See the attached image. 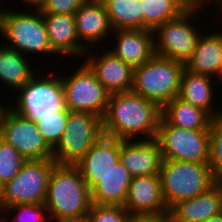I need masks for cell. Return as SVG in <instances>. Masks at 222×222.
<instances>
[{
	"mask_svg": "<svg viewBox=\"0 0 222 222\" xmlns=\"http://www.w3.org/2000/svg\"><path fill=\"white\" fill-rule=\"evenodd\" d=\"M49 43L59 58L84 57L87 49L80 43L76 32L74 15L43 14ZM62 56V57H61ZM69 56V57H68Z\"/></svg>",
	"mask_w": 222,
	"mask_h": 222,
	"instance_id": "19",
	"label": "cell"
},
{
	"mask_svg": "<svg viewBox=\"0 0 222 222\" xmlns=\"http://www.w3.org/2000/svg\"><path fill=\"white\" fill-rule=\"evenodd\" d=\"M120 162L132 177L159 175L162 154L157 140H121Z\"/></svg>",
	"mask_w": 222,
	"mask_h": 222,
	"instance_id": "16",
	"label": "cell"
},
{
	"mask_svg": "<svg viewBox=\"0 0 222 222\" xmlns=\"http://www.w3.org/2000/svg\"><path fill=\"white\" fill-rule=\"evenodd\" d=\"M115 44L112 49L116 57L131 65L139 67L155 55L154 35L150 29L113 30ZM114 47V49H113Z\"/></svg>",
	"mask_w": 222,
	"mask_h": 222,
	"instance_id": "18",
	"label": "cell"
},
{
	"mask_svg": "<svg viewBox=\"0 0 222 222\" xmlns=\"http://www.w3.org/2000/svg\"><path fill=\"white\" fill-rule=\"evenodd\" d=\"M215 80L219 82L217 78L194 73L185 68L181 77L178 97L184 102L203 109L212 118L222 115V107L217 109V106H215V103L213 102L216 100V95L214 94L215 89L213 88V85H216L217 83Z\"/></svg>",
	"mask_w": 222,
	"mask_h": 222,
	"instance_id": "21",
	"label": "cell"
},
{
	"mask_svg": "<svg viewBox=\"0 0 222 222\" xmlns=\"http://www.w3.org/2000/svg\"><path fill=\"white\" fill-rule=\"evenodd\" d=\"M81 64L73 73L60 76L63 106L72 112H88L103 119L110 93L90 67L85 62Z\"/></svg>",
	"mask_w": 222,
	"mask_h": 222,
	"instance_id": "6",
	"label": "cell"
},
{
	"mask_svg": "<svg viewBox=\"0 0 222 222\" xmlns=\"http://www.w3.org/2000/svg\"><path fill=\"white\" fill-rule=\"evenodd\" d=\"M56 162L26 160L17 175L1 187L0 210L18 204H42Z\"/></svg>",
	"mask_w": 222,
	"mask_h": 222,
	"instance_id": "7",
	"label": "cell"
},
{
	"mask_svg": "<svg viewBox=\"0 0 222 222\" xmlns=\"http://www.w3.org/2000/svg\"><path fill=\"white\" fill-rule=\"evenodd\" d=\"M221 31V32H218ZM202 33L197 41L192 57L185 68L191 72L217 77L220 81L222 60V30Z\"/></svg>",
	"mask_w": 222,
	"mask_h": 222,
	"instance_id": "22",
	"label": "cell"
},
{
	"mask_svg": "<svg viewBox=\"0 0 222 222\" xmlns=\"http://www.w3.org/2000/svg\"><path fill=\"white\" fill-rule=\"evenodd\" d=\"M18 51L1 44L0 47V81L7 88L17 93L26 83H29L35 76V68L30 67L31 58ZM34 70V71H33ZM35 72V73H34ZM14 89V90H13Z\"/></svg>",
	"mask_w": 222,
	"mask_h": 222,
	"instance_id": "24",
	"label": "cell"
},
{
	"mask_svg": "<svg viewBox=\"0 0 222 222\" xmlns=\"http://www.w3.org/2000/svg\"><path fill=\"white\" fill-rule=\"evenodd\" d=\"M185 64L154 55L134 68L132 91L157 104L161 109L178 97Z\"/></svg>",
	"mask_w": 222,
	"mask_h": 222,
	"instance_id": "4",
	"label": "cell"
},
{
	"mask_svg": "<svg viewBox=\"0 0 222 222\" xmlns=\"http://www.w3.org/2000/svg\"><path fill=\"white\" fill-rule=\"evenodd\" d=\"M26 159L12 145L0 138V186H4L20 171Z\"/></svg>",
	"mask_w": 222,
	"mask_h": 222,
	"instance_id": "30",
	"label": "cell"
},
{
	"mask_svg": "<svg viewBox=\"0 0 222 222\" xmlns=\"http://www.w3.org/2000/svg\"><path fill=\"white\" fill-rule=\"evenodd\" d=\"M10 215H8L7 217L5 216H1L0 217V222H7V219H8V217H9Z\"/></svg>",
	"mask_w": 222,
	"mask_h": 222,
	"instance_id": "40",
	"label": "cell"
},
{
	"mask_svg": "<svg viewBox=\"0 0 222 222\" xmlns=\"http://www.w3.org/2000/svg\"><path fill=\"white\" fill-rule=\"evenodd\" d=\"M204 222H222V213L212 216Z\"/></svg>",
	"mask_w": 222,
	"mask_h": 222,
	"instance_id": "37",
	"label": "cell"
},
{
	"mask_svg": "<svg viewBox=\"0 0 222 222\" xmlns=\"http://www.w3.org/2000/svg\"><path fill=\"white\" fill-rule=\"evenodd\" d=\"M86 0H46L40 12L42 14L74 15Z\"/></svg>",
	"mask_w": 222,
	"mask_h": 222,
	"instance_id": "33",
	"label": "cell"
},
{
	"mask_svg": "<svg viewBox=\"0 0 222 222\" xmlns=\"http://www.w3.org/2000/svg\"><path fill=\"white\" fill-rule=\"evenodd\" d=\"M202 11L186 9L176 18L156 27L153 30L155 54L186 64L202 34L199 27L193 25L196 15Z\"/></svg>",
	"mask_w": 222,
	"mask_h": 222,
	"instance_id": "8",
	"label": "cell"
},
{
	"mask_svg": "<svg viewBox=\"0 0 222 222\" xmlns=\"http://www.w3.org/2000/svg\"><path fill=\"white\" fill-rule=\"evenodd\" d=\"M126 222H170V217L168 214L129 213Z\"/></svg>",
	"mask_w": 222,
	"mask_h": 222,
	"instance_id": "34",
	"label": "cell"
},
{
	"mask_svg": "<svg viewBox=\"0 0 222 222\" xmlns=\"http://www.w3.org/2000/svg\"><path fill=\"white\" fill-rule=\"evenodd\" d=\"M128 211L123 206L92 204L86 222H126Z\"/></svg>",
	"mask_w": 222,
	"mask_h": 222,
	"instance_id": "32",
	"label": "cell"
},
{
	"mask_svg": "<svg viewBox=\"0 0 222 222\" xmlns=\"http://www.w3.org/2000/svg\"><path fill=\"white\" fill-rule=\"evenodd\" d=\"M121 140L102 134L75 165L91 190L119 161Z\"/></svg>",
	"mask_w": 222,
	"mask_h": 222,
	"instance_id": "14",
	"label": "cell"
},
{
	"mask_svg": "<svg viewBox=\"0 0 222 222\" xmlns=\"http://www.w3.org/2000/svg\"><path fill=\"white\" fill-rule=\"evenodd\" d=\"M221 0H215V3H216V5H217V3H219Z\"/></svg>",
	"mask_w": 222,
	"mask_h": 222,
	"instance_id": "43",
	"label": "cell"
},
{
	"mask_svg": "<svg viewBox=\"0 0 222 222\" xmlns=\"http://www.w3.org/2000/svg\"><path fill=\"white\" fill-rule=\"evenodd\" d=\"M76 32L80 43L87 50H96L95 46L113 34L105 6L102 0H86L74 14ZM94 46V47H93Z\"/></svg>",
	"mask_w": 222,
	"mask_h": 222,
	"instance_id": "15",
	"label": "cell"
},
{
	"mask_svg": "<svg viewBox=\"0 0 222 222\" xmlns=\"http://www.w3.org/2000/svg\"><path fill=\"white\" fill-rule=\"evenodd\" d=\"M16 213L12 222H50L44 203L42 204H18L1 210V216Z\"/></svg>",
	"mask_w": 222,
	"mask_h": 222,
	"instance_id": "31",
	"label": "cell"
},
{
	"mask_svg": "<svg viewBox=\"0 0 222 222\" xmlns=\"http://www.w3.org/2000/svg\"><path fill=\"white\" fill-rule=\"evenodd\" d=\"M169 124L190 129L209 130L212 117L203 109L174 98L162 108L161 115Z\"/></svg>",
	"mask_w": 222,
	"mask_h": 222,
	"instance_id": "25",
	"label": "cell"
},
{
	"mask_svg": "<svg viewBox=\"0 0 222 222\" xmlns=\"http://www.w3.org/2000/svg\"><path fill=\"white\" fill-rule=\"evenodd\" d=\"M102 134L101 118L88 112L68 110L66 128L53 149V160L59 165H76Z\"/></svg>",
	"mask_w": 222,
	"mask_h": 222,
	"instance_id": "10",
	"label": "cell"
},
{
	"mask_svg": "<svg viewBox=\"0 0 222 222\" xmlns=\"http://www.w3.org/2000/svg\"><path fill=\"white\" fill-rule=\"evenodd\" d=\"M222 213V183L217 182L208 191L176 203L169 210L170 222H204Z\"/></svg>",
	"mask_w": 222,
	"mask_h": 222,
	"instance_id": "20",
	"label": "cell"
},
{
	"mask_svg": "<svg viewBox=\"0 0 222 222\" xmlns=\"http://www.w3.org/2000/svg\"><path fill=\"white\" fill-rule=\"evenodd\" d=\"M0 138L18 150L26 160L53 159V149L44 140L35 121L9 106L0 122Z\"/></svg>",
	"mask_w": 222,
	"mask_h": 222,
	"instance_id": "12",
	"label": "cell"
},
{
	"mask_svg": "<svg viewBox=\"0 0 222 222\" xmlns=\"http://www.w3.org/2000/svg\"><path fill=\"white\" fill-rule=\"evenodd\" d=\"M113 30L144 29L140 0H102Z\"/></svg>",
	"mask_w": 222,
	"mask_h": 222,
	"instance_id": "26",
	"label": "cell"
},
{
	"mask_svg": "<svg viewBox=\"0 0 222 222\" xmlns=\"http://www.w3.org/2000/svg\"><path fill=\"white\" fill-rule=\"evenodd\" d=\"M101 52V54L96 51L92 52L90 49L84 54L87 58L84 62L94 72L98 81L110 94L131 91L134 68L116 57L108 49L103 50L102 48Z\"/></svg>",
	"mask_w": 222,
	"mask_h": 222,
	"instance_id": "13",
	"label": "cell"
},
{
	"mask_svg": "<svg viewBox=\"0 0 222 222\" xmlns=\"http://www.w3.org/2000/svg\"><path fill=\"white\" fill-rule=\"evenodd\" d=\"M222 80V60H221V66H220V81Z\"/></svg>",
	"mask_w": 222,
	"mask_h": 222,
	"instance_id": "41",
	"label": "cell"
},
{
	"mask_svg": "<svg viewBox=\"0 0 222 222\" xmlns=\"http://www.w3.org/2000/svg\"><path fill=\"white\" fill-rule=\"evenodd\" d=\"M155 139L161 149L162 159L192 163H209V130L184 129L160 118Z\"/></svg>",
	"mask_w": 222,
	"mask_h": 222,
	"instance_id": "9",
	"label": "cell"
},
{
	"mask_svg": "<svg viewBox=\"0 0 222 222\" xmlns=\"http://www.w3.org/2000/svg\"><path fill=\"white\" fill-rule=\"evenodd\" d=\"M132 178L119 160L90 190L92 204L124 206Z\"/></svg>",
	"mask_w": 222,
	"mask_h": 222,
	"instance_id": "23",
	"label": "cell"
},
{
	"mask_svg": "<svg viewBox=\"0 0 222 222\" xmlns=\"http://www.w3.org/2000/svg\"><path fill=\"white\" fill-rule=\"evenodd\" d=\"M0 35L8 47L23 55L55 56L52 51L43 14L40 10H0ZM31 53V54H30ZM49 55V56H48Z\"/></svg>",
	"mask_w": 222,
	"mask_h": 222,
	"instance_id": "3",
	"label": "cell"
},
{
	"mask_svg": "<svg viewBox=\"0 0 222 222\" xmlns=\"http://www.w3.org/2000/svg\"><path fill=\"white\" fill-rule=\"evenodd\" d=\"M161 115L157 104L132 90L113 93L102 119L103 134L120 140L154 139Z\"/></svg>",
	"mask_w": 222,
	"mask_h": 222,
	"instance_id": "1",
	"label": "cell"
},
{
	"mask_svg": "<svg viewBox=\"0 0 222 222\" xmlns=\"http://www.w3.org/2000/svg\"><path fill=\"white\" fill-rule=\"evenodd\" d=\"M217 6L220 7V8L218 9L219 11L222 10V5H217ZM221 12H222V11H221Z\"/></svg>",
	"mask_w": 222,
	"mask_h": 222,
	"instance_id": "42",
	"label": "cell"
},
{
	"mask_svg": "<svg viewBox=\"0 0 222 222\" xmlns=\"http://www.w3.org/2000/svg\"><path fill=\"white\" fill-rule=\"evenodd\" d=\"M161 189L167 208L208 191L217 182L209 163H192L163 159L159 172Z\"/></svg>",
	"mask_w": 222,
	"mask_h": 222,
	"instance_id": "5",
	"label": "cell"
},
{
	"mask_svg": "<svg viewBox=\"0 0 222 222\" xmlns=\"http://www.w3.org/2000/svg\"><path fill=\"white\" fill-rule=\"evenodd\" d=\"M68 120V109L63 106L59 111L51 113L35 123L47 144L54 149L60 142Z\"/></svg>",
	"mask_w": 222,
	"mask_h": 222,
	"instance_id": "28",
	"label": "cell"
},
{
	"mask_svg": "<svg viewBox=\"0 0 222 222\" xmlns=\"http://www.w3.org/2000/svg\"><path fill=\"white\" fill-rule=\"evenodd\" d=\"M53 222H86L85 219H79V220H59V221H53Z\"/></svg>",
	"mask_w": 222,
	"mask_h": 222,
	"instance_id": "39",
	"label": "cell"
},
{
	"mask_svg": "<svg viewBox=\"0 0 222 222\" xmlns=\"http://www.w3.org/2000/svg\"><path fill=\"white\" fill-rule=\"evenodd\" d=\"M180 2L186 9L193 10H203V7L210 5L212 2L215 4V0H177Z\"/></svg>",
	"mask_w": 222,
	"mask_h": 222,
	"instance_id": "35",
	"label": "cell"
},
{
	"mask_svg": "<svg viewBox=\"0 0 222 222\" xmlns=\"http://www.w3.org/2000/svg\"><path fill=\"white\" fill-rule=\"evenodd\" d=\"M21 3L22 2V5L25 4L27 6H30L28 7L29 9L28 10H41V8L43 7L44 3L46 0H19Z\"/></svg>",
	"mask_w": 222,
	"mask_h": 222,
	"instance_id": "36",
	"label": "cell"
},
{
	"mask_svg": "<svg viewBox=\"0 0 222 222\" xmlns=\"http://www.w3.org/2000/svg\"><path fill=\"white\" fill-rule=\"evenodd\" d=\"M44 204L50 222L86 218L92 205L91 192L75 165L55 164Z\"/></svg>",
	"mask_w": 222,
	"mask_h": 222,
	"instance_id": "2",
	"label": "cell"
},
{
	"mask_svg": "<svg viewBox=\"0 0 222 222\" xmlns=\"http://www.w3.org/2000/svg\"><path fill=\"white\" fill-rule=\"evenodd\" d=\"M209 166L216 182L222 183V115L212 118L210 127Z\"/></svg>",
	"mask_w": 222,
	"mask_h": 222,
	"instance_id": "29",
	"label": "cell"
},
{
	"mask_svg": "<svg viewBox=\"0 0 222 222\" xmlns=\"http://www.w3.org/2000/svg\"><path fill=\"white\" fill-rule=\"evenodd\" d=\"M123 207L128 213L169 214L159 175L133 177Z\"/></svg>",
	"mask_w": 222,
	"mask_h": 222,
	"instance_id": "17",
	"label": "cell"
},
{
	"mask_svg": "<svg viewBox=\"0 0 222 222\" xmlns=\"http://www.w3.org/2000/svg\"><path fill=\"white\" fill-rule=\"evenodd\" d=\"M39 74H42L40 70L29 83L17 91V99L14 98L15 106H9L18 114L35 122L63 107L60 76L47 73L42 77Z\"/></svg>",
	"mask_w": 222,
	"mask_h": 222,
	"instance_id": "11",
	"label": "cell"
},
{
	"mask_svg": "<svg viewBox=\"0 0 222 222\" xmlns=\"http://www.w3.org/2000/svg\"><path fill=\"white\" fill-rule=\"evenodd\" d=\"M140 2L144 14V29L154 30L186 10L177 0H140Z\"/></svg>",
	"mask_w": 222,
	"mask_h": 222,
	"instance_id": "27",
	"label": "cell"
},
{
	"mask_svg": "<svg viewBox=\"0 0 222 222\" xmlns=\"http://www.w3.org/2000/svg\"><path fill=\"white\" fill-rule=\"evenodd\" d=\"M1 101V100H0ZM4 103L0 102V122H1V119H2V116L4 114V111L7 109V106L3 105ZM6 107V108H5Z\"/></svg>",
	"mask_w": 222,
	"mask_h": 222,
	"instance_id": "38",
	"label": "cell"
}]
</instances>
